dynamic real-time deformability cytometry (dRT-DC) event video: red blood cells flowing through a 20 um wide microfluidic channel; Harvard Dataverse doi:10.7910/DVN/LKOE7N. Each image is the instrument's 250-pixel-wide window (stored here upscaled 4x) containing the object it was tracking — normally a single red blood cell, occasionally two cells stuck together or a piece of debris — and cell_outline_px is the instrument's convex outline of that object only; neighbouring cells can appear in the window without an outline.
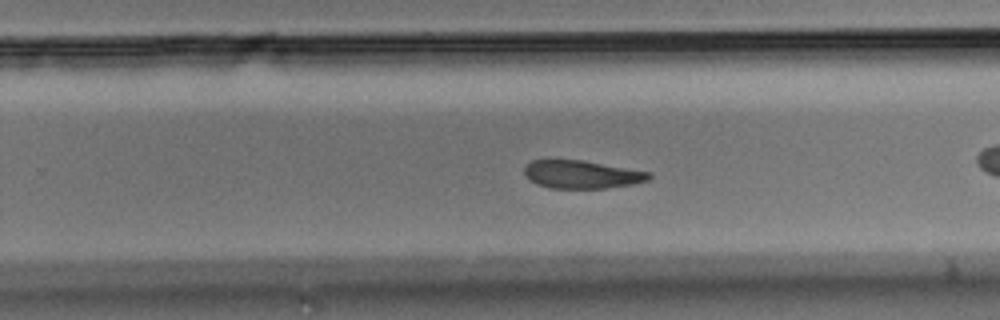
{"species": "Egyptian fruit bat (a non-hibernating species)", "species_latin": "Rousettus aegyptiacus", "temperature_condition": "room temperature", "stored_images_in_passage": 31, "camera_frame_rate_fps": 3000, "um_per_image_px": 0.085, "animal": {"sex": "male"}, "frame": {"image": 1, "passage_image": 14, "time_ms": 4.333, "image_size_px": [1000, 320], "cell_outline_px": [[652, 176], [648, 180], [632, 184], [608, 188], [552, 188], [536, 184], [528, 180], [524, 172], [524, 164], [532, 160], [584, 160], [652, 172]], "centroid_in_image_um": [49.44, 14.82], "position_along_channel_um": 280.4, "area_um2": 20.58}}